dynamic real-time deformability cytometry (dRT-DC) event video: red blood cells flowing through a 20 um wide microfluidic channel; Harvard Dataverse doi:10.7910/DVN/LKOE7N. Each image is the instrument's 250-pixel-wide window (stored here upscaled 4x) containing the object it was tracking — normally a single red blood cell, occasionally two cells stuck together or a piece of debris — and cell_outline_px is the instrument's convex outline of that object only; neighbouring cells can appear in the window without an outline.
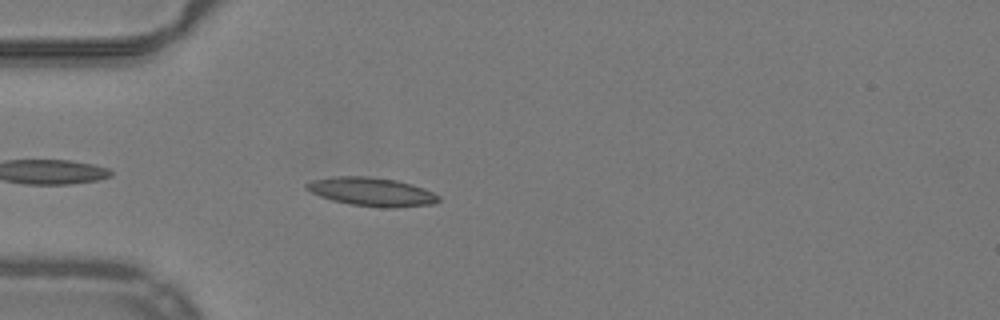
{"species": "common noctule bat (a hibernating species)", "species_latin": "Nyctalus noctula", "temperature_condition": "warm", "stored_images_in_passage": 36, "camera_frame_rate_fps": 3000, "um_per_image_px": 0.085, "animal": {"sex": "male", "body_mass_g": 19.2, "forearm_length_mm": 51.8}, "frame": {"image": 1, "passage_image": 3, "time_ms": 0.667, "image_size_px": [1000, 320], "cell_outline_px": [[440, 200], [432, 204], [396, 208], [384, 208], [352, 204], [332, 200], [320, 196], [304, 188], [304, 184], [312, 180], [332, 176], [368, 176], [396, 180], [412, 184], [424, 188], [440, 196]], "centroid_in_image_um": [31.59, 16.3], "position_along_channel_um": 53.4, "area_um2": 22.08}}
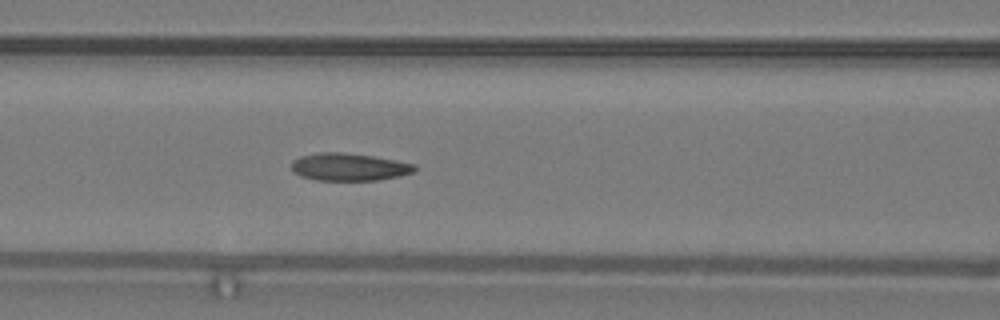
{"frame": {"image": 2, "passage_image": 10, "time_ms": 3.0, "image_size_px": [1000, 320], "cell_outline_px": [[416, 168], [412, 172], [400, 176], [376, 180], [316, 180], [300, 176], [292, 172], [292, 160], [300, 156], [320, 152], [340, 152], [372, 156], [396, 160], [416, 164]], "centroid_in_image_um": [29.64, 14.19], "position_along_channel_um": 137.0, "area_um2": 19.77}}
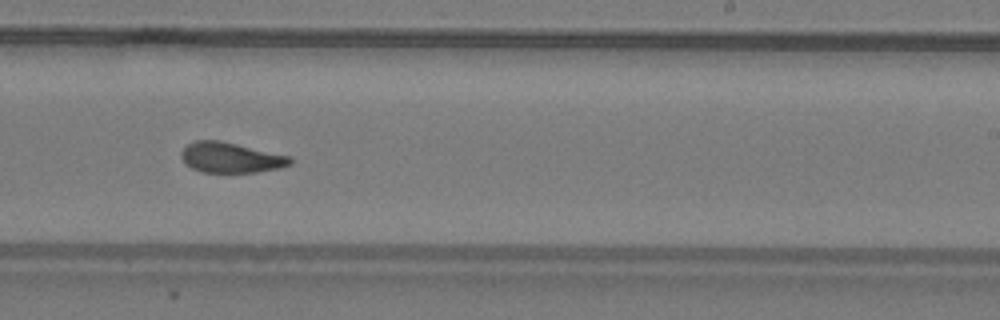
{"frame": {"image": 3, "passage_image": 20, "time_ms": 6.333, "image_size_px": [1000, 320], "cell_outline_px": [[292, 164], [280, 168], [256, 172], [200, 172], [192, 168], [180, 156], [180, 152], [188, 144], [196, 140], [220, 140], [292, 156]], "centroid_in_image_um": [19.65, 13.39], "position_along_channel_um": 269.4, "area_um2": 19.31}, "authors_computed_cell_mechanics": {"area_um2": 19.7676, "velocity_mm_per_s": 3.9943, "shape_relaxation_time_tau1_ms": null, "shape_relaxation_time_tau2_ms": 2.0208, "deformation_change_tau1": null, "deformation_change_tau2": 0.084}}